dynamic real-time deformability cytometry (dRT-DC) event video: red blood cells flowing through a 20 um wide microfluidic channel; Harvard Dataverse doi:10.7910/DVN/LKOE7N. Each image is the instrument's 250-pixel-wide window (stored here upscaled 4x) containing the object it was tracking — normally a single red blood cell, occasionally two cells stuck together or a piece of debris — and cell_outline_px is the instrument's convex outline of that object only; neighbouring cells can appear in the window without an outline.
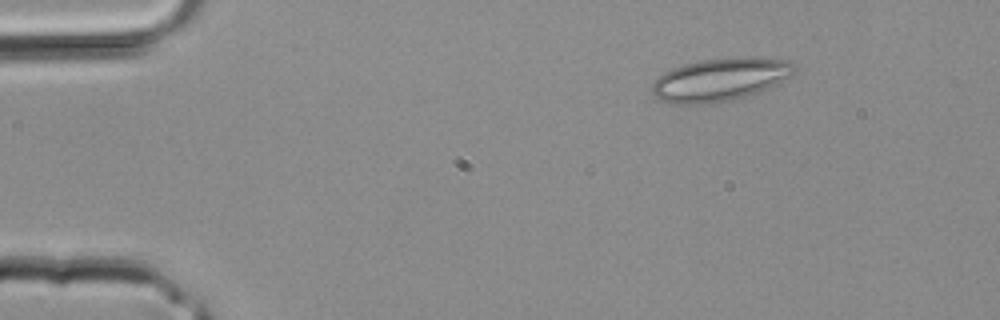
{"species": "common noctule bat (a hibernating species)", "species_latin": "Nyctalus noctula", "temperature_condition": "room temperature", "stored_images_in_passage": 3, "camera_frame_rate_fps": 3000, "um_per_image_px": 0.085, "animal": {"sex": "male", "body_mass_g": 20.4}, "frame": {"image": 1, "passage_image": 3, "time_ms": 0.667, "image_size_px": [1000, 320], "cell_outline_px": [[796, 68], [792, 76], [780, 84], [732, 100], [712, 104], [672, 104], [648, 92], [652, 84], [664, 72], [672, 68], [684, 64], [704, 60], [736, 56], [752, 56], [788, 60]], "centroid_in_image_um": [61.24, 6.75], "position_along_channel_um": 23.8, "area_um2": 36.01}}